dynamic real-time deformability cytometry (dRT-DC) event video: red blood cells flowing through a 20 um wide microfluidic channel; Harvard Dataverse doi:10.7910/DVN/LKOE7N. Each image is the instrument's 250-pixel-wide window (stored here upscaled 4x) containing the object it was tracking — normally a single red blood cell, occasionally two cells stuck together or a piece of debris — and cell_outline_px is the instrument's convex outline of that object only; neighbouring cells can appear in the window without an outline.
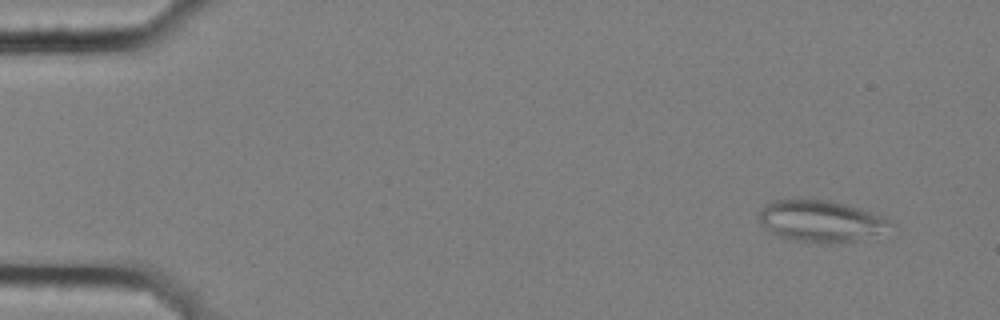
{"species": "common noctule bat (a hibernating species)", "species_latin": "Nyctalus noctula", "temperature_condition": "cold", "stored_images_in_passage": 4, "camera_frame_rate_fps": 3000, "um_per_image_px": 0.085, "animal": {"sex": "female", "body_mass_g": 25.1}, "frame": {"image": 1, "passage_image": 1, "time_ms": 0.0, "image_size_px": [1000, 320], "cell_outline_px": [[896, 224], [856, 240], [792, 240], [776, 236], [760, 224], [760, 212], [764, 204], [776, 200], [800, 196], [832, 200], [848, 204], [884, 216]], "centroid_in_image_um": [69.68, 18.68], "position_along_channel_um": 15.3, "area_um2": 31.44}}
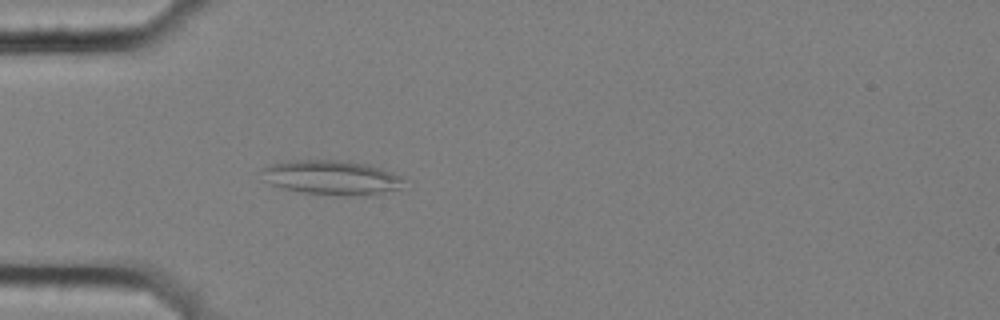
{"frame": {"image": 2, "passage_image": 4, "time_ms": 1.0, "image_size_px": [1000, 320], "cell_outline_px": [[404, 180], [400, 188], [364, 196], [340, 196], [300, 192], [284, 188], [272, 184], [264, 180], [264, 168], [272, 164], [288, 160], [348, 160], [368, 164], [404, 176]], "centroid_in_image_um": [28.24, 15.09], "position_along_channel_um": 56.8, "area_um2": 28.61}}